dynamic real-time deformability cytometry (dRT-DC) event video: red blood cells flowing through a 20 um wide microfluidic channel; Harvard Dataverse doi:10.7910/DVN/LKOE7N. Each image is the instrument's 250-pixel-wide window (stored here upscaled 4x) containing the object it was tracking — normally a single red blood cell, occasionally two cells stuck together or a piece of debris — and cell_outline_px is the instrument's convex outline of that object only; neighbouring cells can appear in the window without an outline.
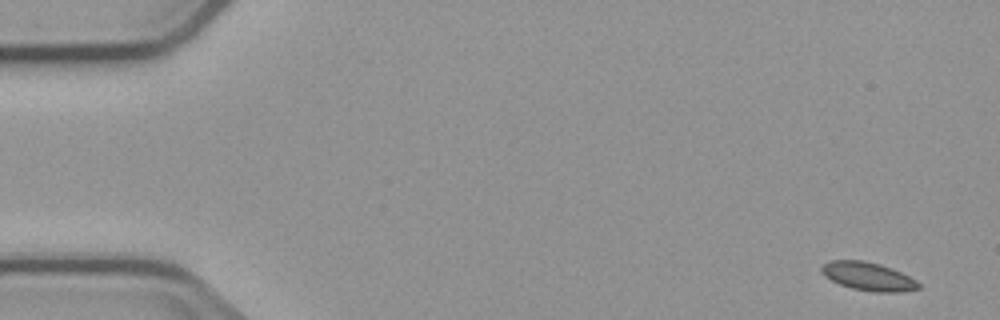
{"species": "common noctule bat (a hibernating species)", "species_latin": "Nyctalus noctula", "temperature_condition": "cold", "stored_images_in_passage": 5, "camera_frame_rate_fps": 3000, "um_per_image_px": 0.085, "animal": {"sex": "male", "body_mass_g": 23.1, "forearm_length_mm": 52.7}, "frame": {"image": 1, "passage_image": 1, "time_ms": 0.0, "image_size_px": [1000, 320], "cell_outline_px": [[920, 288], [900, 292], [872, 292], [852, 288], [840, 284], [824, 276], [820, 272], [820, 268], [824, 264], [832, 260], [864, 260], [880, 264], [892, 268], [916, 280], [920, 284]], "centroid_in_image_um": [73.78, 23.49], "position_along_channel_um": 11.2, "area_um2": 16.01}}
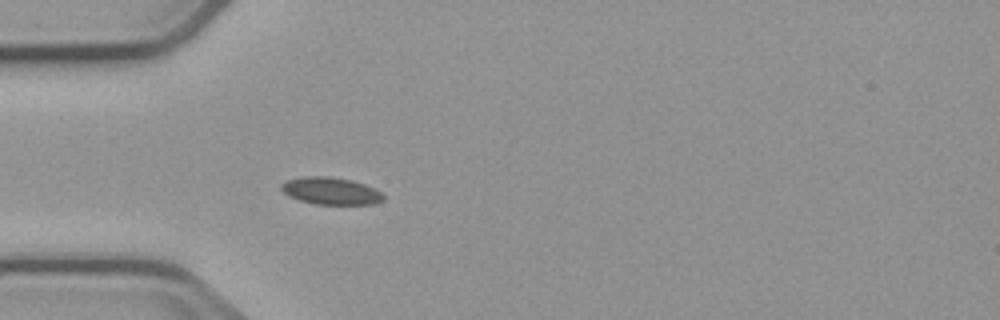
{"frame": {"image": 2, "passage_image": 5, "time_ms": 4.667, "image_size_px": [1000, 320], "cell_outline_px": [[384, 200], [376, 204], [316, 204], [300, 200], [288, 196], [280, 188], [280, 184], [288, 180], [304, 176], [328, 176], [352, 180], [364, 184], [380, 192], [384, 196]], "centroid_in_image_um": [28.11, 16.23], "position_along_channel_um": 56.9, "area_um2": 16.13}}